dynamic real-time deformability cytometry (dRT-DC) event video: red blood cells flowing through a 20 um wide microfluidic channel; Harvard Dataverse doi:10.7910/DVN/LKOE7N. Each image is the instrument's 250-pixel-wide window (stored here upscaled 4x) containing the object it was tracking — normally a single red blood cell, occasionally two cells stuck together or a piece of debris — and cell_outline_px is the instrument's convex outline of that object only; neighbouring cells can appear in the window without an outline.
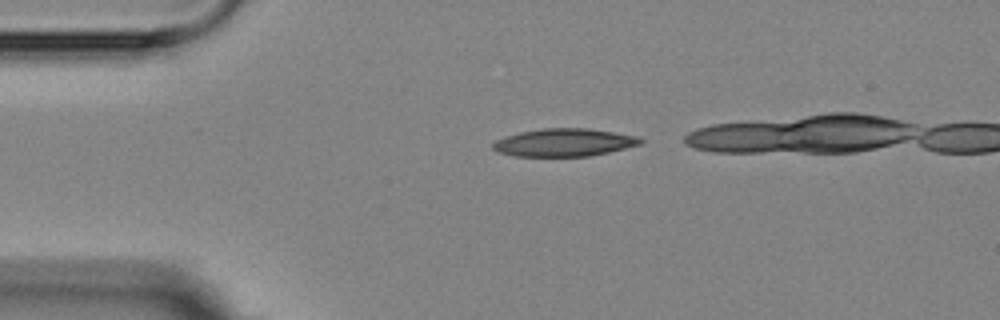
{"species": "Egyptian fruit bat (a non-hibernating species)", "species_latin": "Rousettus aegyptiacus", "temperature_condition": "room temperature", "stored_images_in_passage": 3, "camera_frame_rate_fps": 3000, "um_per_image_px": 0.085, "animal": {"sex": "female"}, "frame": {"image": 1, "passage_image": 1, "time_ms": 0.0, "image_size_px": [1000, 320], "cell_outline_px": [[644, 140], [640, 144], [608, 152], [588, 156], [512, 156], [496, 152], [492, 148], [492, 144], [496, 140], [504, 136], [520, 132], [544, 128], [588, 128], [640, 136]], "centroid_in_image_um": [47.92, 12.11], "position_along_channel_um": 37.1, "area_um2": 23.99}}